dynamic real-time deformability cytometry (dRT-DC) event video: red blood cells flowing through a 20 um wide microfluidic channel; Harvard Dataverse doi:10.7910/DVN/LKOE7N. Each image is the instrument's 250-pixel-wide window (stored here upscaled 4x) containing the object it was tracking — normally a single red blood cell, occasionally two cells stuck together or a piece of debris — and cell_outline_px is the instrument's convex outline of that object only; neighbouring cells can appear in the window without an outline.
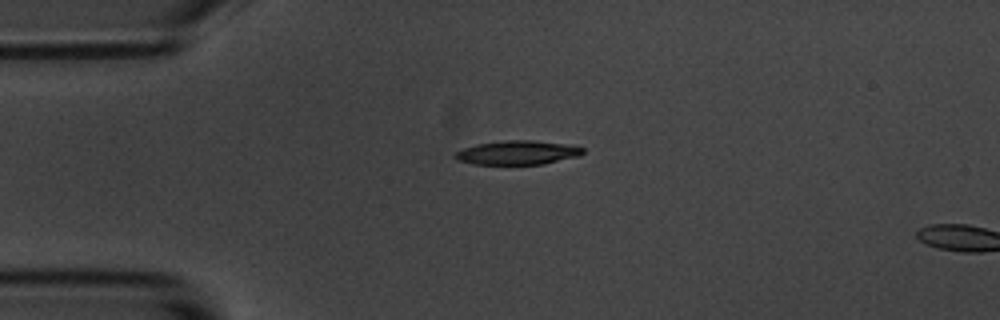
{"species": "common noctule bat (a hibernating species)", "species_latin": "Nyctalus noctula", "temperature_condition": "room temperature", "stored_images_in_passage": 5, "camera_frame_rate_fps": 3000, "um_per_image_px": 0.085, "animal": {"sex": "male", "body_mass_g": 20.1, "forearm_length_mm": 53.5}, "frame": {"image": 1, "passage_image": 5, "time_ms": 4.667, "image_size_px": [1000, 320], "cell_outline_px": [[584, 152], [580, 156], [544, 164], [472, 164], [456, 160], [452, 156], [456, 152], [464, 148], [476, 144], [504, 140], [532, 140], [564, 144], [584, 148]], "centroid_in_image_um": [43.96, 12.98], "position_along_channel_um": 41.0, "area_um2": 17.92}}